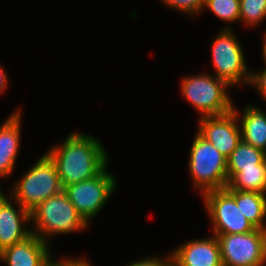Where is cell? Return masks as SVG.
<instances>
[{"label": "cell", "instance_id": "obj_1", "mask_svg": "<svg viewBox=\"0 0 266 266\" xmlns=\"http://www.w3.org/2000/svg\"><path fill=\"white\" fill-rule=\"evenodd\" d=\"M47 151L63 188L93 178L108 166L109 158L104 145L90 134L71 132L63 144Z\"/></svg>", "mask_w": 266, "mask_h": 266}, {"label": "cell", "instance_id": "obj_2", "mask_svg": "<svg viewBox=\"0 0 266 266\" xmlns=\"http://www.w3.org/2000/svg\"><path fill=\"white\" fill-rule=\"evenodd\" d=\"M30 218L35 227L31 232L44 242L55 234H69L88 227L63 191L40 203L30 212Z\"/></svg>", "mask_w": 266, "mask_h": 266}, {"label": "cell", "instance_id": "obj_3", "mask_svg": "<svg viewBox=\"0 0 266 266\" xmlns=\"http://www.w3.org/2000/svg\"><path fill=\"white\" fill-rule=\"evenodd\" d=\"M25 173L13 185L8 197L29 212L63 191L56 166L46 153Z\"/></svg>", "mask_w": 266, "mask_h": 266}, {"label": "cell", "instance_id": "obj_4", "mask_svg": "<svg viewBox=\"0 0 266 266\" xmlns=\"http://www.w3.org/2000/svg\"><path fill=\"white\" fill-rule=\"evenodd\" d=\"M189 155V171L195 189L203 194L228 185L227 159L198 132Z\"/></svg>", "mask_w": 266, "mask_h": 266}, {"label": "cell", "instance_id": "obj_5", "mask_svg": "<svg viewBox=\"0 0 266 266\" xmlns=\"http://www.w3.org/2000/svg\"><path fill=\"white\" fill-rule=\"evenodd\" d=\"M183 98L200 111L201 116H221L233 110L234 104L227 93L225 81L208 74L187 76L182 79Z\"/></svg>", "mask_w": 266, "mask_h": 266}, {"label": "cell", "instance_id": "obj_6", "mask_svg": "<svg viewBox=\"0 0 266 266\" xmlns=\"http://www.w3.org/2000/svg\"><path fill=\"white\" fill-rule=\"evenodd\" d=\"M219 32L212 42V63L215 77L225 81L229 87L249 84L251 72L245 61L244 50L229 26Z\"/></svg>", "mask_w": 266, "mask_h": 266}, {"label": "cell", "instance_id": "obj_7", "mask_svg": "<svg viewBox=\"0 0 266 266\" xmlns=\"http://www.w3.org/2000/svg\"><path fill=\"white\" fill-rule=\"evenodd\" d=\"M117 180L105 167L98 175L63 188L77 213L89 225L117 188Z\"/></svg>", "mask_w": 266, "mask_h": 266}, {"label": "cell", "instance_id": "obj_8", "mask_svg": "<svg viewBox=\"0 0 266 266\" xmlns=\"http://www.w3.org/2000/svg\"><path fill=\"white\" fill-rule=\"evenodd\" d=\"M213 235L219 242L223 266L266 265V230Z\"/></svg>", "mask_w": 266, "mask_h": 266}, {"label": "cell", "instance_id": "obj_9", "mask_svg": "<svg viewBox=\"0 0 266 266\" xmlns=\"http://www.w3.org/2000/svg\"><path fill=\"white\" fill-rule=\"evenodd\" d=\"M213 234L248 233L256 228L238 208L235 198L224 188L202 194Z\"/></svg>", "mask_w": 266, "mask_h": 266}, {"label": "cell", "instance_id": "obj_10", "mask_svg": "<svg viewBox=\"0 0 266 266\" xmlns=\"http://www.w3.org/2000/svg\"><path fill=\"white\" fill-rule=\"evenodd\" d=\"M238 113L241 112L233 107L231 112L221 116L200 117L198 123V133L211 142L226 159L242 140Z\"/></svg>", "mask_w": 266, "mask_h": 266}, {"label": "cell", "instance_id": "obj_11", "mask_svg": "<svg viewBox=\"0 0 266 266\" xmlns=\"http://www.w3.org/2000/svg\"><path fill=\"white\" fill-rule=\"evenodd\" d=\"M0 190V252L27 238L32 232L24 223L31 221L30 212L17 203L14 207ZM23 224V225H22ZM25 226V227H24Z\"/></svg>", "mask_w": 266, "mask_h": 266}, {"label": "cell", "instance_id": "obj_12", "mask_svg": "<svg viewBox=\"0 0 266 266\" xmlns=\"http://www.w3.org/2000/svg\"><path fill=\"white\" fill-rule=\"evenodd\" d=\"M175 249L171 252L174 266H223L215 235L188 241Z\"/></svg>", "mask_w": 266, "mask_h": 266}, {"label": "cell", "instance_id": "obj_13", "mask_svg": "<svg viewBox=\"0 0 266 266\" xmlns=\"http://www.w3.org/2000/svg\"><path fill=\"white\" fill-rule=\"evenodd\" d=\"M50 243L34 233L0 252V261L7 266H44L51 258Z\"/></svg>", "mask_w": 266, "mask_h": 266}, {"label": "cell", "instance_id": "obj_14", "mask_svg": "<svg viewBox=\"0 0 266 266\" xmlns=\"http://www.w3.org/2000/svg\"><path fill=\"white\" fill-rule=\"evenodd\" d=\"M20 110L13 112L0 126V178L13 172L17 160L21 141Z\"/></svg>", "mask_w": 266, "mask_h": 266}, {"label": "cell", "instance_id": "obj_15", "mask_svg": "<svg viewBox=\"0 0 266 266\" xmlns=\"http://www.w3.org/2000/svg\"><path fill=\"white\" fill-rule=\"evenodd\" d=\"M242 114L238 117L242 140L266 153V113L249 104Z\"/></svg>", "mask_w": 266, "mask_h": 266}, {"label": "cell", "instance_id": "obj_16", "mask_svg": "<svg viewBox=\"0 0 266 266\" xmlns=\"http://www.w3.org/2000/svg\"><path fill=\"white\" fill-rule=\"evenodd\" d=\"M236 201L238 208L256 228L266 230V194L251 191L227 190Z\"/></svg>", "mask_w": 266, "mask_h": 266}, {"label": "cell", "instance_id": "obj_17", "mask_svg": "<svg viewBox=\"0 0 266 266\" xmlns=\"http://www.w3.org/2000/svg\"><path fill=\"white\" fill-rule=\"evenodd\" d=\"M266 159V153L263 150L241 140L235 150L227 159V176L228 182L241 169L257 168Z\"/></svg>", "mask_w": 266, "mask_h": 266}, {"label": "cell", "instance_id": "obj_18", "mask_svg": "<svg viewBox=\"0 0 266 266\" xmlns=\"http://www.w3.org/2000/svg\"><path fill=\"white\" fill-rule=\"evenodd\" d=\"M226 190L266 193V159L257 168L241 169L225 187Z\"/></svg>", "mask_w": 266, "mask_h": 266}, {"label": "cell", "instance_id": "obj_19", "mask_svg": "<svg viewBox=\"0 0 266 266\" xmlns=\"http://www.w3.org/2000/svg\"><path fill=\"white\" fill-rule=\"evenodd\" d=\"M240 0H204L203 9L208 8L217 18L230 22H238Z\"/></svg>", "mask_w": 266, "mask_h": 266}, {"label": "cell", "instance_id": "obj_20", "mask_svg": "<svg viewBox=\"0 0 266 266\" xmlns=\"http://www.w3.org/2000/svg\"><path fill=\"white\" fill-rule=\"evenodd\" d=\"M239 8V21L245 26L254 27L266 19V0H240Z\"/></svg>", "mask_w": 266, "mask_h": 266}, {"label": "cell", "instance_id": "obj_21", "mask_svg": "<svg viewBox=\"0 0 266 266\" xmlns=\"http://www.w3.org/2000/svg\"><path fill=\"white\" fill-rule=\"evenodd\" d=\"M167 6L189 15L199 14L203 10L204 0H160Z\"/></svg>", "mask_w": 266, "mask_h": 266}, {"label": "cell", "instance_id": "obj_22", "mask_svg": "<svg viewBox=\"0 0 266 266\" xmlns=\"http://www.w3.org/2000/svg\"><path fill=\"white\" fill-rule=\"evenodd\" d=\"M127 266H174L172 255L166 256V258L159 257H147L146 259L131 262Z\"/></svg>", "mask_w": 266, "mask_h": 266}, {"label": "cell", "instance_id": "obj_23", "mask_svg": "<svg viewBox=\"0 0 266 266\" xmlns=\"http://www.w3.org/2000/svg\"><path fill=\"white\" fill-rule=\"evenodd\" d=\"M249 85H254L255 89L259 91L260 95L263 97V100L266 101V68L258 73L251 71V78Z\"/></svg>", "mask_w": 266, "mask_h": 266}, {"label": "cell", "instance_id": "obj_24", "mask_svg": "<svg viewBox=\"0 0 266 266\" xmlns=\"http://www.w3.org/2000/svg\"><path fill=\"white\" fill-rule=\"evenodd\" d=\"M50 258V260L44 265V266H81L87 259H81V258H66V259H60V260H54Z\"/></svg>", "mask_w": 266, "mask_h": 266}, {"label": "cell", "instance_id": "obj_25", "mask_svg": "<svg viewBox=\"0 0 266 266\" xmlns=\"http://www.w3.org/2000/svg\"><path fill=\"white\" fill-rule=\"evenodd\" d=\"M8 77L6 72H4L3 68L0 66V94H2L7 86Z\"/></svg>", "mask_w": 266, "mask_h": 266}, {"label": "cell", "instance_id": "obj_26", "mask_svg": "<svg viewBox=\"0 0 266 266\" xmlns=\"http://www.w3.org/2000/svg\"><path fill=\"white\" fill-rule=\"evenodd\" d=\"M263 39V44H262V55H263V58H264V62H265V65H266V33L264 34V37L262 38ZM266 67V66H265Z\"/></svg>", "mask_w": 266, "mask_h": 266}]
</instances>
